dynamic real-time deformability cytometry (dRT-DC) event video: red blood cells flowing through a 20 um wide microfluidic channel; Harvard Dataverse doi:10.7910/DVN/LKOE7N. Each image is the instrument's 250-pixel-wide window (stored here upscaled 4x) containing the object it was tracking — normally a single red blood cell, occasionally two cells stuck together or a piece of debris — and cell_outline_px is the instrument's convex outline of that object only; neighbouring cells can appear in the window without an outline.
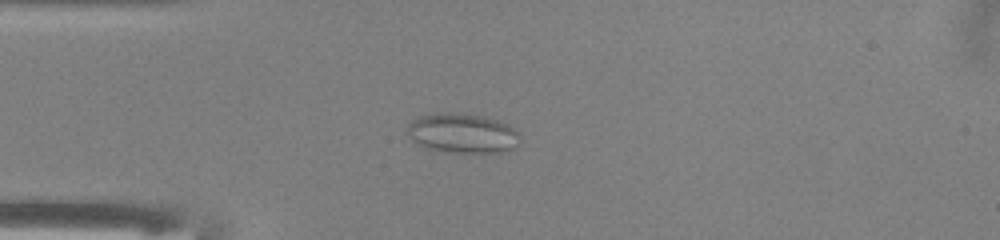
{"species": "common noctule bat (a hibernating species)", "species_latin": "Nyctalus noctula", "temperature_condition": "warm", "stored_images_in_passage": 50, "camera_frame_rate_fps": 3000, "um_per_image_px": 0.085, "animal": {"sex": "male", "body_mass_g": 13.0, "forearm_length_mm": 53.1}, "frame": {"image": 1, "passage_image": 13, "time_ms": 4.0, "image_size_px": [1000, 240], "cell_outline_px": [[520, 136], [512, 148], [500, 152], [444, 152], [428, 148], [416, 144], [412, 140], [408, 132], [408, 124], [412, 120], [420, 116], [444, 112], [448, 112], [484, 116], [508, 124]], "centroid_in_image_um": [39.26, 11.32], "position_along_channel_um": 45.7, "area_um2": 25.66}}
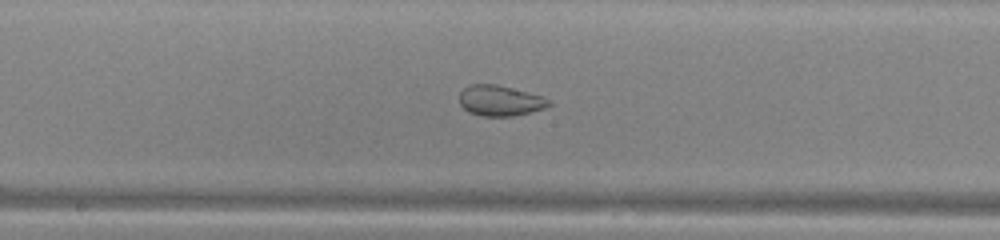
{"frame": {"image": 2, "passage_image": 26, "time_ms": 8.333, "image_size_px": [1000, 240], "cell_outline_px": [[552, 104], [544, 108], [512, 116], [480, 116], [468, 112], [460, 104], [460, 92], [468, 84], [496, 84], [544, 96]], "centroid_in_image_um": [42.48, 8.55], "position_along_channel_um": 205.7, "area_um2": 15.9}}
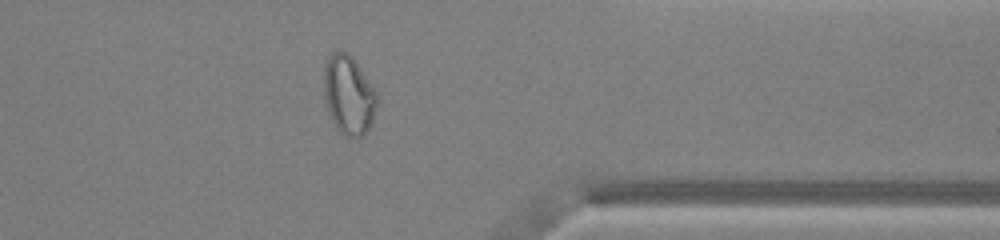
{"frame": {"image": 3, "passage_image": 40, "time_ms": 13.0, "image_size_px": [1000, 240], "cell_outline_px": [[380, 96], [372, 124], [360, 136], [348, 136], [340, 132], [332, 120], [328, 112], [324, 100], [324, 64], [328, 56], [332, 52], [348, 52], [352, 56]], "centroid_in_image_um": [29.65, 8.05], "position_along_channel_um": 381.8, "area_um2": 24.62}, "authors_computed_cell_mechanics": {"area_um2": 24.6806, "velocity_mm_per_s": 4.0529, "shape_relaxation_time_tau1_ms": null, "shape_relaxation_time_tau2_ms": 0.8453, "deformation_change_tau1": null, "deformation_change_tau2": 0.0638}}